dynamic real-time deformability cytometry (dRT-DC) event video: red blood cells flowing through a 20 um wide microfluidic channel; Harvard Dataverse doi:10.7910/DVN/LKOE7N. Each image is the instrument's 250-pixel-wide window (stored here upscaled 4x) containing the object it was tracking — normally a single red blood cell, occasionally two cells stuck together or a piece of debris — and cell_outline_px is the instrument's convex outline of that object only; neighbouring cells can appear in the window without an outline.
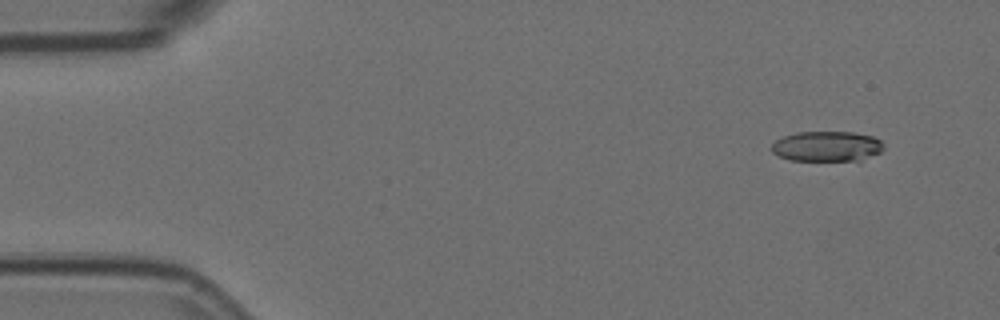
{"species": "Egyptian fruit bat (a non-hibernating species)", "species_latin": "Rousettus aegyptiacus", "temperature_condition": "room temperature", "stored_images_in_passage": 5, "camera_frame_rate_fps": 3000, "um_per_image_px": 0.085, "animal": {"sex": "female"}, "frame": {"image": 1, "passage_image": 1, "time_ms": 0.0, "image_size_px": [1000, 320], "cell_outline_px": [[884, 148], [880, 152], [860, 160], [788, 160], [772, 152], [768, 148], [776, 140], [784, 136], [796, 132], [852, 132], [872, 136], [880, 140], [884, 144]], "centroid_in_image_um": [70.26, 12.43], "position_along_channel_um": 14.7, "area_um2": 19.71}}
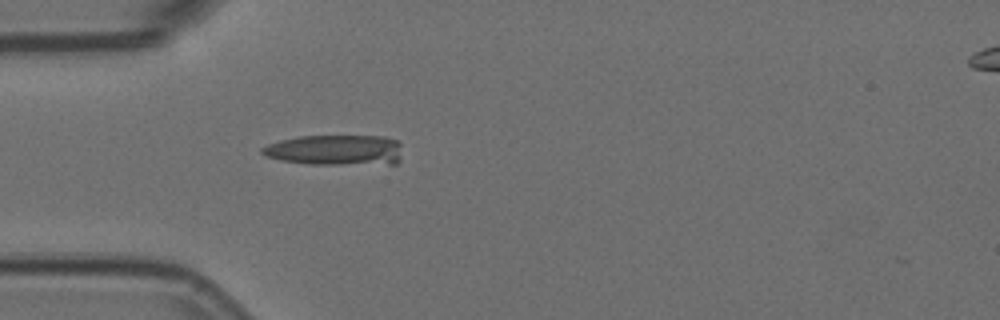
{"frame": {"image": 2, "passage_image": 4, "time_ms": 1.0, "image_size_px": [1000, 320], "cell_outline_px": [[400, 160], [396, 164], [308, 164], [280, 160], [264, 156], [260, 152], [260, 148], [268, 144], [280, 140], [300, 136], [384, 136], [396, 140], [400, 144]], "centroid_in_image_um": [28.49, 12.76], "position_along_channel_um": 56.5, "area_um2": 25.14}}